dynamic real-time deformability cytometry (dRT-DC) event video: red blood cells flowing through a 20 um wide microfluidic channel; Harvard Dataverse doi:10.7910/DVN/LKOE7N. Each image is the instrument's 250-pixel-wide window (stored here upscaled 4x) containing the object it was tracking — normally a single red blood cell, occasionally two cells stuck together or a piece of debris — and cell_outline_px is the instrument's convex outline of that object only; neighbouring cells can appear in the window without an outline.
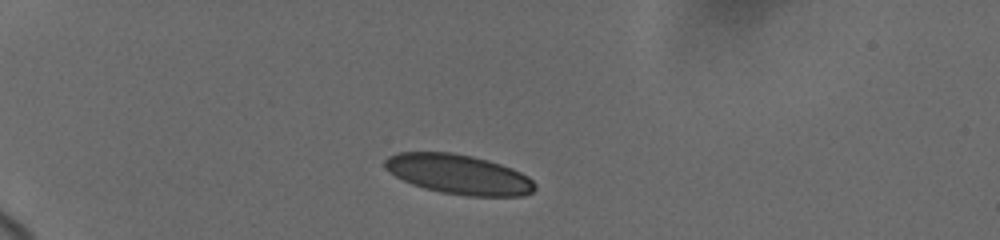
{"species": "human", "species_latin": "Homo sapiens", "temperature_condition": "cold", "stored_images_in_passage": 6, "camera_frame_rate_fps": 3000, "um_per_image_px": 0.085, "donor": {"sex": "female"}, "frame": {"image": 1, "passage_image": 1, "time_ms": 0.0, "image_size_px": [1000, 240], "cell_outline_px": [[536, 188], [532, 192], [524, 196], [468, 196], [440, 192], [424, 188], [412, 184], [396, 176], [384, 168], [384, 160], [388, 156], [396, 152], [452, 152], [472, 156], [488, 160], [512, 168], [528, 176], [536, 184]], "centroid_in_image_um": [38.99, 14.81], "position_along_channel_um": 46.0, "area_um2": 34.85}}
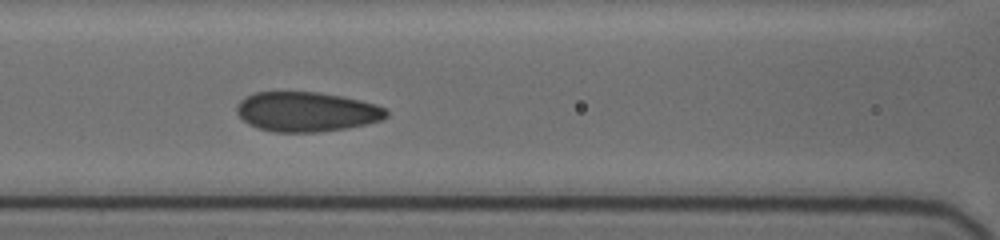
{"frame": {"image": 2, "passage_image": 5, "time_ms": 4.0, "image_size_px": [1000, 240], "cell_outline_px": [[388, 116], [380, 120], [348, 128], [320, 132], [276, 132], [256, 128], [248, 124], [236, 112], [236, 108], [240, 100], [256, 92], [316, 92], [340, 96], [360, 100], [376, 104], [384, 108], [388, 112]], "centroid_in_image_um": [26.05, 9.5], "position_along_channel_um": 140.6, "area_um2": 34.51}}
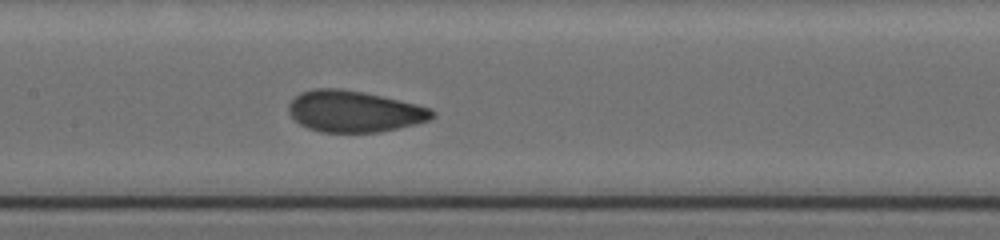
{"frame": {"image": 3, "passage_image": 6, "time_ms": 5.0, "image_size_px": [1000, 240], "cell_outline_px": [[436, 116], [428, 120], [416, 124], [380, 132], [320, 132], [308, 128], [300, 124], [288, 112], [288, 104], [300, 92], [312, 88], [340, 88], [364, 92], [400, 100], [432, 108], [436, 112]], "centroid_in_image_um": [30.12, 9.46], "position_along_channel_um": 177.3, "area_um2": 34.8}}